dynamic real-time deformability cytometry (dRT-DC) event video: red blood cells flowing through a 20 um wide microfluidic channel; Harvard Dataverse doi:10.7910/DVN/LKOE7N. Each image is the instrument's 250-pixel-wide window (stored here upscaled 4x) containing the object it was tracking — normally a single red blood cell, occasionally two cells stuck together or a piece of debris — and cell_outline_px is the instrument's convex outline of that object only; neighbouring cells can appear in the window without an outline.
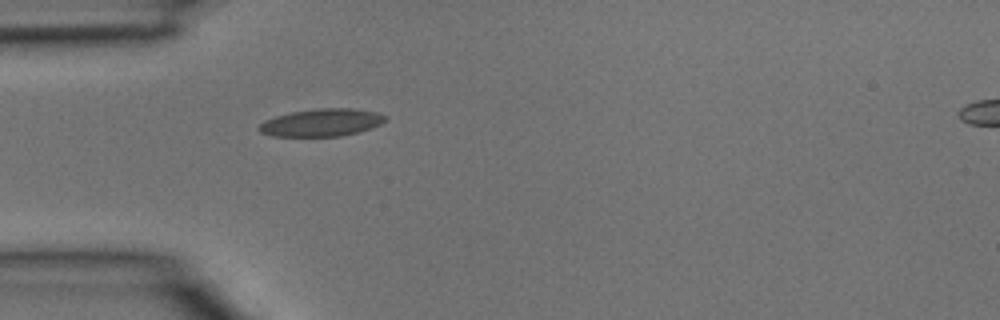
{"species": "common noctule bat (a hibernating species)", "species_latin": "Nyctalus noctula", "temperature_condition": "room temperature", "stored_images_in_passage": 1, "camera_frame_rate_fps": 3000, "um_per_image_px": 0.085, "animal": {"sex": "male", "body_mass_g": 15.6}, "frame": {"image": 1, "passage_image": 1, "time_ms": 0.0, "image_size_px": [1000, 320], "cell_outline_px": [[388, 116], [380, 124], [356, 132], [340, 136], [272, 136], [260, 132], [256, 128], [264, 120], [276, 116], [292, 112], [316, 108], [352, 108], [376, 112]], "centroid_in_image_um": [27.29, 10.41], "position_along_channel_um": 57.7, "area_um2": 20.11}}